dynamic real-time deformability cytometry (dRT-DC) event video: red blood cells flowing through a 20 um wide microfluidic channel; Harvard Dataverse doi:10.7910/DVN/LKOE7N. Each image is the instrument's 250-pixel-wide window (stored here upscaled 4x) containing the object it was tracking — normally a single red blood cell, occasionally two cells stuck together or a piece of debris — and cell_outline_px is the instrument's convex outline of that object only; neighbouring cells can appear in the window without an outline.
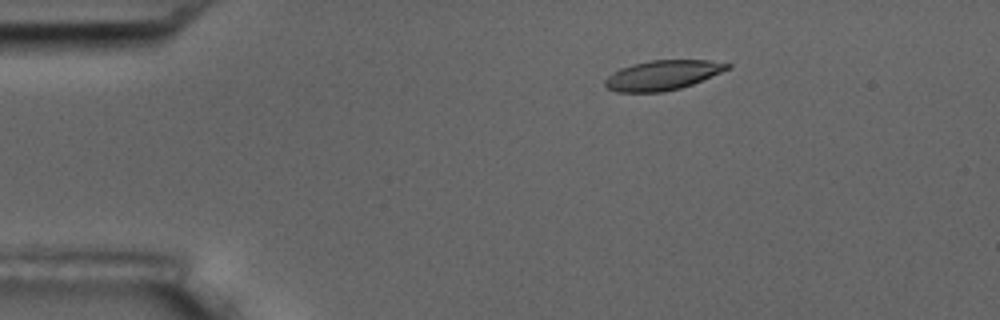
{"species": "common noctule bat (a hibernating species)", "species_latin": "Nyctalus noctula", "temperature_condition": "room temperature", "stored_images_in_passage": 6, "camera_frame_rate_fps": 3000, "um_per_image_px": 0.085, "animal": {"sex": "male", "body_mass_g": 17.5, "forearm_length_mm": 52.3}, "frame": {"image": 1, "passage_image": 6, "time_ms": 7.0, "image_size_px": [1000, 320], "cell_outline_px": [[732, 68], [692, 84], [680, 88], [664, 92], [616, 92], [608, 88], [604, 84], [604, 80], [608, 76], [620, 68], [632, 64], [652, 60], [708, 60], [732, 64]], "centroid_in_image_um": [56.33, 6.39], "position_along_channel_um": 28.7, "area_um2": 21.21}}